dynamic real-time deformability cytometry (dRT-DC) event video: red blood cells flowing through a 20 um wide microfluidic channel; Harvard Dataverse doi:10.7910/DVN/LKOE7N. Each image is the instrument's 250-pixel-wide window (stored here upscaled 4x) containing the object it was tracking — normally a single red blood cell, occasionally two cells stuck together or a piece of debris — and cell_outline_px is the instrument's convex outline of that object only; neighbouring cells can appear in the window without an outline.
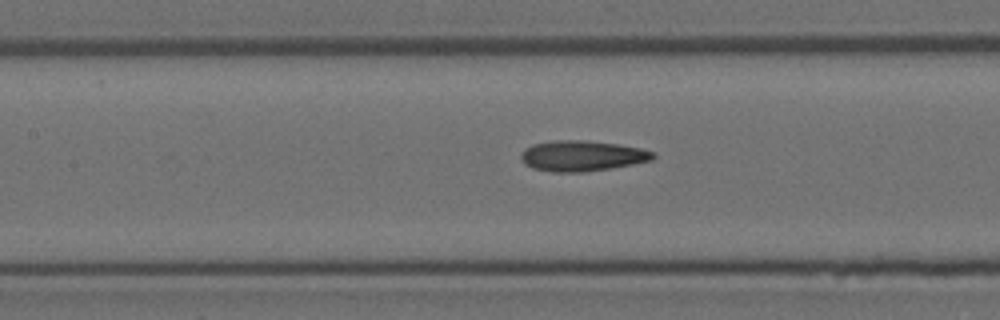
{"species": "Egyptian fruit bat (a non-hibernating species)", "species_latin": "Rousettus aegyptiacus", "temperature_condition": "room temperature", "stored_images_in_passage": 32, "camera_frame_rate_fps": 3000, "um_per_image_px": 0.085, "animal": {"sex": "female"}, "frame": {"image": 1, "passage_image": 17, "time_ms": 5.333, "image_size_px": [1000, 320], "cell_outline_px": [[656, 156], [652, 160], [612, 168], [584, 172], [552, 172], [532, 168], [524, 164], [520, 156], [520, 152], [524, 148], [532, 144], [552, 140], [588, 140], [620, 144], [640, 148], [656, 152]], "centroid_in_image_um": [49.46, 13.24], "position_along_channel_um": 157.9, "area_um2": 23.93}}
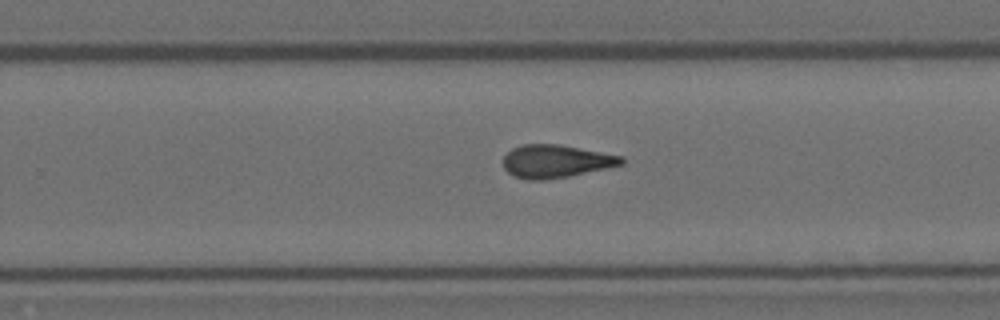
{"frame": {"image": 2, "passage_image": 25, "time_ms": 8.0, "image_size_px": [1000, 320], "cell_outline_px": [[624, 164], [608, 168], [568, 176], [544, 180], [528, 180], [512, 176], [504, 168], [504, 156], [512, 148], [520, 144], [556, 144], [624, 156]], "centroid_in_image_um": [47.24, 13.71], "position_along_channel_um": 282.6, "area_um2": 22.72}}
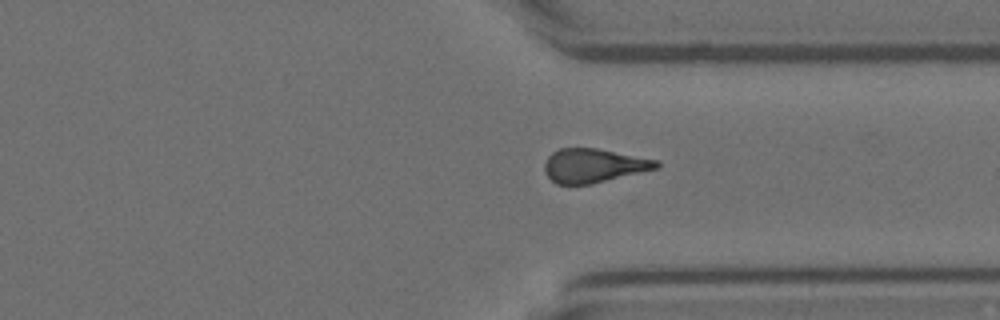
{"frame": {"image": 3, "passage_image": 30, "time_ms": 9.667, "image_size_px": [1000, 320], "cell_outline_px": [[660, 168], [588, 184], [556, 184], [544, 172], [544, 164], [548, 156], [552, 152], [560, 148], [596, 148], [656, 160], [660, 164]], "centroid_in_image_um": [50.43, 14.07], "position_along_channel_um": 361.0, "area_um2": 21.85}}